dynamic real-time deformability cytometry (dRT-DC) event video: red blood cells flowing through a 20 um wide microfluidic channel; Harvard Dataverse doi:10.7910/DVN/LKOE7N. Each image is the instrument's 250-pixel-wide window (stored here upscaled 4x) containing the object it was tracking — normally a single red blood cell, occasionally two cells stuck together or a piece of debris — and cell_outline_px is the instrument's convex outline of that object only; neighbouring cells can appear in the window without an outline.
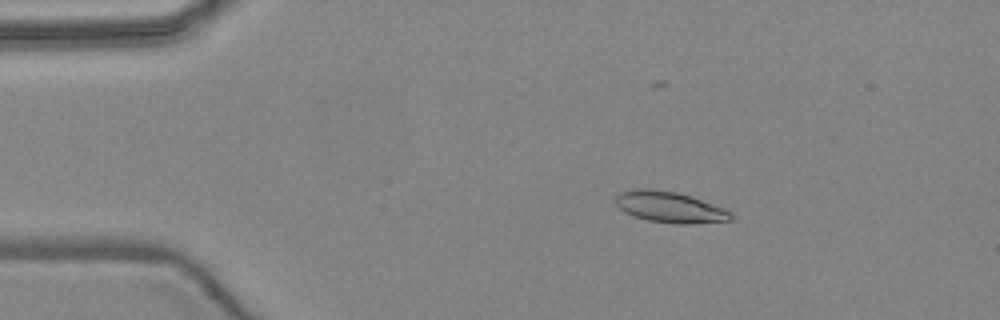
{"species": "common noctule bat (a hibernating species)", "species_latin": "Nyctalus noctula", "temperature_condition": "warm", "stored_images_in_passage": 3, "camera_frame_rate_fps": 3000, "um_per_image_px": 0.085, "animal": {"sex": "female", "body_mass_g": 24.6, "forearm_length_mm": 56.2}, "frame": {"image": 1, "passage_image": 2, "time_ms": 1.0, "image_size_px": [1000, 320], "cell_outline_px": [[732, 220], [692, 224], [676, 224], [648, 220], [624, 212], [616, 204], [616, 192], [636, 188], [648, 188], [676, 192], [692, 196], [724, 208], [732, 212]], "centroid_in_image_um": [56.93, 17.59], "position_along_channel_um": 28.1, "area_um2": 20.98}}